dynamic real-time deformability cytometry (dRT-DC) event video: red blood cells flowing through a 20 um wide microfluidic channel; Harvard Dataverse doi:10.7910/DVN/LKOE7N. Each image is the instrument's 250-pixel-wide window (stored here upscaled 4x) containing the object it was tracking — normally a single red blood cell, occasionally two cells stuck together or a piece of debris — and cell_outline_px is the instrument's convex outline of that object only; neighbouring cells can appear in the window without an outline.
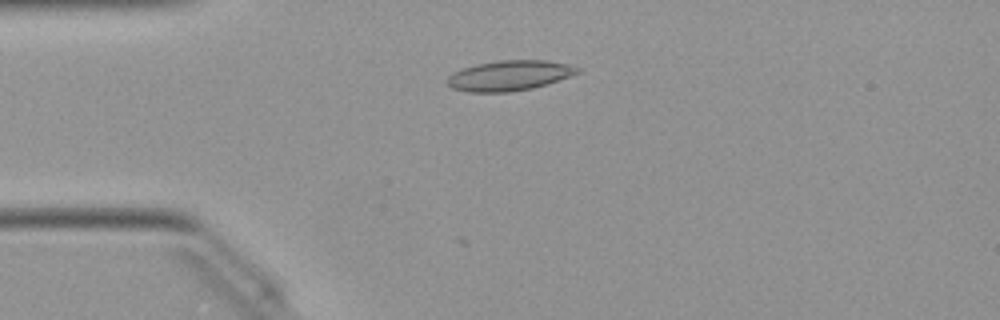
{"species": "Egyptian fruit bat (a non-hibernating species)", "species_latin": "Rousettus aegyptiacus", "temperature_condition": "warm", "stored_images_in_passage": 41, "camera_frame_rate_fps": 3000, "um_per_image_px": 0.085, "animal": {"sex": "female"}, "frame": {"image": 1, "passage_image": 12, "time_ms": 3.667, "image_size_px": [1000, 320], "cell_outline_px": [[580, 72], [548, 84], [532, 88], [508, 92], [468, 92], [452, 88], [444, 80], [452, 72], [476, 64], [500, 60], [548, 60], [568, 64], [580, 68]], "centroid_in_image_um": [43.28, 6.42], "position_along_channel_um": 41.7, "area_um2": 23.0}}
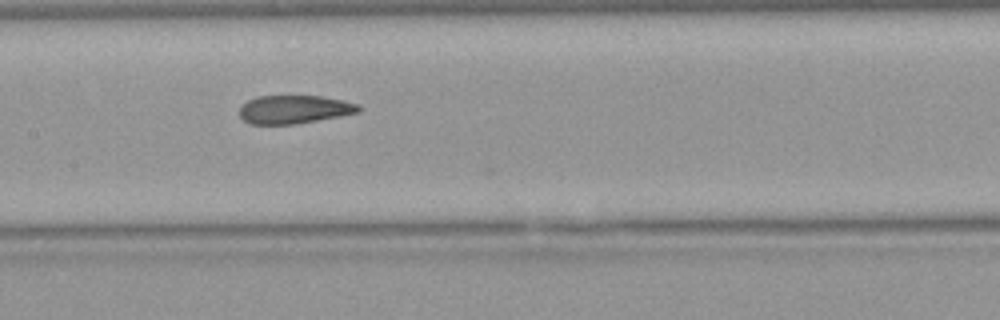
{"frame": {"image": 2, "passage_image": 24, "time_ms": 7.667, "image_size_px": [1000, 320], "cell_outline_px": [[364, 108], [360, 112], [340, 116], [296, 124], [248, 124], [240, 116], [240, 108], [248, 100], [256, 96], [320, 96], [344, 100], [360, 104]], "centroid_in_image_um": [25.06, 9.3], "position_along_channel_um": 182.3, "area_um2": 19.83}}
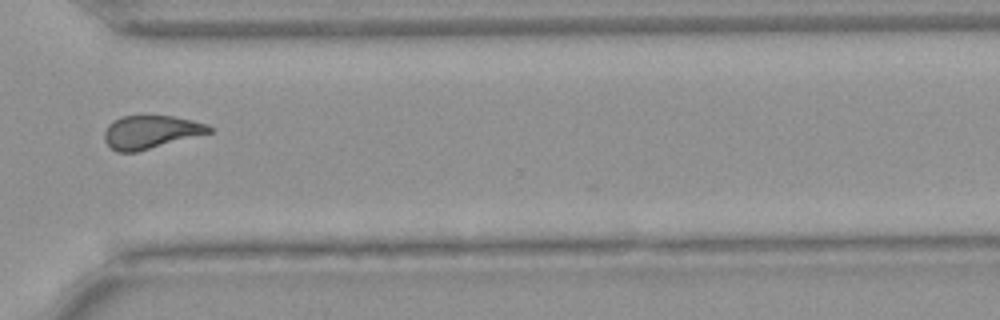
{"frame": {"image": 3, "passage_image": 37, "time_ms": 12.0, "image_size_px": [1000, 320], "cell_outline_px": [[212, 132], [136, 152], [116, 152], [104, 140], [104, 132], [108, 124], [120, 116], [176, 116], [208, 124], [212, 128]], "centroid_in_image_um": [12.8, 11.21], "position_along_channel_um": 357.8, "area_um2": 20.17}, "authors_computed_cell_mechanics": {"area_um2": 21.2704, "velocity_mm_per_s": 4.0493, "shape_relaxation_time_tau1_ms": null, "shape_relaxation_time_tau2_ms": 1.8976, "deformation_change_tau1": null, "deformation_change_tau2": 0.0802}}